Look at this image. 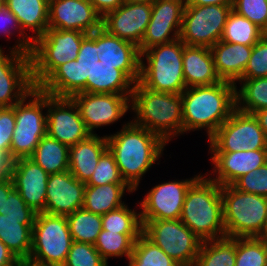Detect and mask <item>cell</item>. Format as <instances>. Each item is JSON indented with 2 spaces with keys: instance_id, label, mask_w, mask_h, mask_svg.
<instances>
[{
  "instance_id": "17",
  "label": "cell",
  "mask_w": 267,
  "mask_h": 266,
  "mask_svg": "<svg viewBox=\"0 0 267 266\" xmlns=\"http://www.w3.org/2000/svg\"><path fill=\"white\" fill-rule=\"evenodd\" d=\"M48 27L84 32L97 42L102 32V17L88 0H49Z\"/></svg>"
},
{
  "instance_id": "44",
  "label": "cell",
  "mask_w": 267,
  "mask_h": 266,
  "mask_svg": "<svg viewBox=\"0 0 267 266\" xmlns=\"http://www.w3.org/2000/svg\"><path fill=\"white\" fill-rule=\"evenodd\" d=\"M232 185L242 192L267 197V162L259 169L242 175Z\"/></svg>"
},
{
  "instance_id": "9",
  "label": "cell",
  "mask_w": 267,
  "mask_h": 266,
  "mask_svg": "<svg viewBox=\"0 0 267 266\" xmlns=\"http://www.w3.org/2000/svg\"><path fill=\"white\" fill-rule=\"evenodd\" d=\"M226 237H264L267 197L245 193L233 185L221 186Z\"/></svg>"
},
{
  "instance_id": "24",
  "label": "cell",
  "mask_w": 267,
  "mask_h": 266,
  "mask_svg": "<svg viewBox=\"0 0 267 266\" xmlns=\"http://www.w3.org/2000/svg\"><path fill=\"white\" fill-rule=\"evenodd\" d=\"M182 60L186 88L212 85L221 81L209 47L185 45Z\"/></svg>"
},
{
  "instance_id": "12",
  "label": "cell",
  "mask_w": 267,
  "mask_h": 266,
  "mask_svg": "<svg viewBox=\"0 0 267 266\" xmlns=\"http://www.w3.org/2000/svg\"><path fill=\"white\" fill-rule=\"evenodd\" d=\"M141 223L142 233L180 266H194L202 240L180 219Z\"/></svg>"
},
{
  "instance_id": "47",
  "label": "cell",
  "mask_w": 267,
  "mask_h": 266,
  "mask_svg": "<svg viewBox=\"0 0 267 266\" xmlns=\"http://www.w3.org/2000/svg\"><path fill=\"white\" fill-rule=\"evenodd\" d=\"M95 11L103 18L108 12L116 10L123 4L122 0H88Z\"/></svg>"
},
{
  "instance_id": "35",
  "label": "cell",
  "mask_w": 267,
  "mask_h": 266,
  "mask_svg": "<svg viewBox=\"0 0 267 266\" xmlns=\"http://www.w3.org/2000/svg\"><path fill=\"white\" fill-rule=\"evenodd\" d=\"M102 229L121 234H142L140 212L130 209L127 203L115 210L101 215Z\"/></svg>"
},
{
  "instance_id": "16",
  "label": "cell",
  "mask_w": 267,
  "mask_h": 266,
  "mask_svg": "<svg viewBox=\"0 0 267 266\" xmlns=\"http://www.w3.org/2000/svg\"><path fill=\"white\" fill-rule=\"evenodd\" d=\"M157 184L137 204L141 221L180 219L187 190L201 175Z\"/></svg>"
},
{
  "instance_id": "41",
  "label": "cell",
  "mask_w": 267,
  "mask_h": 266,
  "mask_svg": "<svg viewBox=\"0 0 267 266\" xmlns=\"http://www.w3.org/2000/svg\"><path fill=\"white\" fill-rule=\"evenodd\" d=\"M232 10L267 34V0H234Z\"/></svg>"
},
{
  "instance_id": "3",
  "label": "cell",
  "mask_w": 267,
  "mask_h": 266,
  "mask_svg": "<svg viewBox=\"0 0 267 266\" xmlns=\"http://www.w3.org/2000/svg\"><path fill=\"white\" fill-rule=\"evenodd\" d=\"M152 2L123 3L102 18L97 47L110 67H120L139 47L151 19Z\"/></svg>"
},
{
  "instance_id": "40",
  "label": "cell",
  "mask_w": 267,
  "mask_h": 266,
  "mask_svg": "<svg viewBox=\"0 0 267 266\" xmlns=\"http://www.w3.org/2000/svg\"><path fill=\"white\" fill-rule=\"evenodd\" d=\"M63 266H108L94 244L73 241Z\"/></svg>"
},
{
  "instance_id": "49",
  "label": "cell",
  "mask_w": 267,
  "mask_h": 266,
  "mask_svg": "<svg viewBox=\"0 0 267 266\" xmlns=\"http://www.w3.org/2000/svg\"><path fill=\"white\" fill-rule=\"evenodd\" d=\"M19 260L9 248L0 240V266H15Z\"/></svg>"
},
{
  "instance_id": "42",
  "label": "cell",
  "mask_w": 267,
  "mask_h": 266,
  "mask_svg": "<svg viewBox=\"0 0 267 266\" xmlns=\"http://www.w3.org/2000/svg\"><path fill=\"white\" fill-rule=\"evenodd\" d=\"M186 0H154L151 19L170 21L180 31Z\"/></svg>"
},
{
  "instance_id": "20",
  "label": "cell",
  "mask_w": 267,
  "mask_h": 266,
  "mask_svg": "<svg viewBox=\"0 0 267 266\" xmlns=\"http://www.w3.org/2000/svg\"><path fill=\"white\" fill-rule=\"evenodd\" d=\"M208 153L213 168L210 175L205 174L220 186L232 185L242 175L259 169L267 162V149Z\"/></svg>"
},
{
  "instance_id": "48",
  "label": "cell",
  "mask_w": 267,
  "mask_h": 266,
  "mask_svg": "<svg viewBox=\"0 0 267 266\" xmlns=\"http://www.w3.org/2000/svg\"><path fill=\"white\" fill-rule=\"evenodd\" d=\"M14 189V183L10 175L0 178V214L4 215L5 199Z\"/></svg>"
},
{
  "instance_id": "56",
  "label": "cell",
  "mask_w": 267,
  "mask_h": 266,
  "mask_svg": "<svg viewBox=\"0 0 267 266\" xmlns=\"http://www.w3.org/2000/svg\"><path fill=\"white\" fill-rule=\"evenodd\" d=\"M264 238L267 239V228H266V231H265V236H264Z\"/></svg>"
},
{
  "instance_id": "21",
  "label": "cell",
  "mask_w": 267,
  "mask_h": 266,
  "mask_svg": "<svg viewBox=\"0 0 267 266\" xmlns=\"http://www.w3.org/2000/svg\"><path fill=\"white\" fill-rule=\"evenodd\" d=\"M86 183L68 171L49 174L46 186L45 213L68 216L83 207Z\"/></svg>"
},
{
  "instance_id": "53",
  "label": "cell",
  "mask_w": 267,
  "mask_h": 266,
  "mask_svg": "<svg viewBox=\"0 0 267 266\" xmlns=\"http://www.w3.org/2000/svg\"><path fill=\"white\" fill-rule=\"evenodd\" d=\"M18 266H44V265H39L29 260H19Z\"/></svg>"
},
{
  "instance_id": "45",
  "label": "cell",
  "mask_w": 267,
  "mask_h": 266,
  "mask_svg": "<svg viewBox=\"0 0 267 266\" xmlns=\"http://www.w3.org/2000/svg\"><path fill=\"white\" fill-rule=\"evenodd\" d=\"M16 126L15 105L0 108V151L10 158L12 135Z\"/></svg>"
},
{
  "instance_id": "15",
  "label": "cell",
  "mask_w": 267,
  "mask_h": 266,
  "mask_svg": "<svg viewBox=\"0 0 267 266\" xmlns=\"http://www.w3.org/2000/svg\"><path fill=\"white\" fill-rule=\"evenodd\" d=\"M232 7L185 5L179 39L188 46L212 47L220 41Z\"/></svg>"
},
{
  "instance_id": "39",
  "label": "cell",
  "mask_w": 267,
  "mask_h": 266,
  "mask_svg": "<svg viewBox=\"0 0 267 266\" xmlns=\"http://www.w3.org/2000/svg\"><path fill=\"white\" fill-rule=\"evenodd\" d=\"M109 183H125L113 154L107 149L100 157L90 180L89 186H102Z\"/></svg>"
},
{
  "instance_id": "52",
  "label": "cell",
  "mask_w": 267,
  "mask_h": 266,
  "mask_svg": "<svg viewBox=\"0 0 267 266\" xmlns=\"http://www.w3.org/2000/svg\"><path fill=\"white\" fill-rule=\"evenodd\" d=\"M253 115L257 119L259 126L262 128L267 138V108L258 110L254 112Z\"/></svg>"
},
{
  "instance_id": "43",
  "label": "cell",
  "mask_w": 267,
  "mask_h": 266,
  "mask_svg": "<svg viewBox=\"0 0 267 266\" xmlns=\"http://www.w3.org/2000/svg\"><path fill=\"white\" fill-rule=\"evenodd\" d=\"M267 77V34L252 46L251 56L242 79Z\"/></svg>"
},
{
  "instance_id": "33",
  "label": "cell",
  "mask_w": 267,
  "mask_h": 266,
  "mask_svg": "<svg viewBox=\"0 0 267 266\" xmlns=\"http://www.w3.org/2000/svg\"><path fill=\"white\" fill-rule=\"evenodd\" d=\"M73 241L95 244L102 230V218L86 209L79 208L66 216Z\"/></svg>"
},
{
  "instance_id": "31",
  "label": "cell",
  "mask_w": 267,
  "mask_h": 266,
  "mask_svg": "<svg viewBox=\"0 0 267 266\" xmlns=\"http://www.w3.org/2000/svg\"><path fill=\"white\" fill-rule=\"evenodd\" d=\"M265 34L262 29L250 20L232 10L227 17L220 40L228 43L253 46Z\"/></svg>"
},
{
  "instance_id": "5",
  "label": "cell",
  "mask_w": 267,
  "mask_h": 266,
  "mask_svg": "<svg viewBox=\"0 0 267 266\" xmlns=\"http://www.w3.org/2000/svg\"><path fill=\"white\" fill-rule=\"evenodd\" d=\"M181 97L183 134L203 129L209 139L236 110V85L227 81L188 87Z\"/></svg>"
},
{
  "instance_id": "14",
  "label": "cell",
  "mask_w": 267,
  "mask_h": 266,
  "mask_svg": "<svg viewBox=\"0 0 267 266\" xmlns=\"http://www.w3.org/2000/svg\"><path fill=\"white\" fill-rule=\"evenodd\" d=\"M46 134L72 147L91 133L74 101L61 88H47Z\"/></svg>"
},
{
  "instance_id": "18",
  "label": "cell",
  "mask_w": 267,
  "mask_h": 266,
  "mask_svg": "<svg viewBox=\"0 0 267 266\" xmlns=\"http://www.w3.org/2000/svg\"><path fill=\"white\" fill-rule=\"evenodd\" d=\"M4 52L0 46V108L13 107L35 88L29 54Z\"/></svg>"
},
{
  "instance_id": "28",
  "label": "cell",
  "mask_w": 267,
  "mask_h": 266,
  "mask_svg": "<svg viewBox=\"0 0 267 266\" xmlns=\"http://www.w3.org/2000/svg\"><path fill=\"white\" fill-rule=\"evenodd\" d=\"M48 174L69 170V147L47 134L42 137L34 153L29 157Z\"/></svg>"
},
{
  "instance_id": "32",
  "label": "cell",
  "mask_w": 267,
  "mask_h": 266,
  "mask_svg": "<svg viewBox=\"0 0 267 266\" xmlns=\"http://www.w3.org/2000/svg\"><path fill=\"white\" fill-rule=\"evenodd\" d=\"M180 30L170 21L150 19L145 35L138 49L120 66L127 68L142 52L147 49L170 43L179 39Z\"/></svg>"
},
{
  "instance_id": "25",
  "label": "cell",
  "mask_w": 267,
  "mask_h": 266,
  "mask_svg": "<svg viewBox=\"0 0 267 266\" xmlns=\"http://www.w3.org/2000/svg\"><path fill=\"white\" fill-rule=\"evenodd\" d=\"M17 18L22 31L34 42L48 28L49 0H2Z\"/></svg>"
},
{
  "instance_id": "27",
  "label": "cell",
  "mask_w": 267,
  "mask_h": 266,
  "mask_svg": "<svg viewBox=\"0 0 267 266\" xmlns=\"http://www.w3.org/2000/svg\"><path fill=\"white\" fill-rule=\"evenodd\" d=\"M133 193L126 183H109L102 186H85L83 208L99 215H104L126 203L124 194Z\"/></svg>"
},
{
  "instance_id": "55",
  "label": "cell",
  "mask_w": 267,
  "mask_h": 266,
  "mask_svg": "<svg viewBox=\"0 0 267 266\" xmlns=\"http://www.w3.org/2000/svg\"><path fill=\"white\" fill-rule=\"evenodd\" d=\"M127 266H134V265L128 260V265Z\"/></svg>"
},
{
  "instance_id": "6",
  "label": "cell",
  "mask_w": 267,
  "mask_h": 266,
  "mask_svg": "<svg viewBox=\"0 0 267 266\" xmlns=\"http://www.w3.org/2000/svg\"><path fill=\"white\" fill-rule=\"evenodd\" d=\"M129 88L130 112H134L131 121L135 125L159 135L167 145L183 134L181 94L147 89L130 73Z\"/></svg>"
},
{
  "instance_id": "8",
  "label": "cell",
  "mask_w": 267,
  "mask_h": 266,
  "mask_svg": "<svg viewBox=\"0 0 267 266\" xmlns=\"http://www.w3.org/2000/svg\"><path fill=\"white\" fill-rule=\"evenodd\" d=\"M180 220L202 241L226 237L221 186L201 174L187 190Z\"/></svg>"
},
{
  "instance_id": "13",
  "label": "cell",
  "mask_w": 267,
  "mask_h": 266,
  "mask_svg": "<svg viewBox=\"0 0 267 266\" xmlns=\"http://www.w3.org/2000/svg\"><path fill=\"white\" fill-rule=\"evenodd\" d=\"M208 152L267 149V138L253 114L235 110L208 139Z\"/></svg>"
},
{
  "instance_id": "10",
  "label": "cell",
  "mask_w": 267,
  "mask_h": 266,
  "mask_svg": "<svg viewBox=\"0 0 267 266\" xmlns=\"http://www.w3.org/2000/svg\"><path fill=\"white\" fill-rule=\"evenodd\" d=\"M47 88L35 87L15 104L16 126L10 146V159L29 158L46 135Z\"/></svg>"
},
{
  "instance_id": "2",
  "label": "cell",
  "mask_w": 267,
  "mask_h": 266,
  "mask_svg": "<svg viewBox=\"0 0 267 266\" xmlns=\"http://www.w3.org/2000/svg\"><path fill=\"white\" fill-rule=\"evenodd\" d=\"M61 89L74 101L88 131L117 123L130 111L129 72L109 67L102 75L66 84Z\"/></svg>"
},
{
  "instance_id": "23",
  "label": "cell",
  "mask_w": 267,
  "mask_h": 266,
  "mask_svg": "<svg viewBox=\"0 0 267 266\" xmlns=\"http://www.w3.org/2000/svg\"><path fill=\"white\" fill-rule=\"evenodd\" d=\"M108 149L107 137L90 135L69 147V171L80 182L87 183L92 177L101 155Z\"/></svg>"
},
{
  "instance_id": "30",
  "label": "cell",
  "mask_w": 267,
  "mask_h": 266,
  "mask_svg": "<svg viewBox=\"0 0 267 266\" xmlns=\"http://www.w3.org/2000/svg\"><path fill=\"white\" fill-rule=\"evenodd\" d=\"M236 86V109L248 114L267 108V77L241 79Z\"/></svg>"
},
{
  "instance_id": "54",
  "label": "cell",
  "mask_w": 267,
  "mask_h": 266,
  "mask_svg": "<svg viewBox=\"0 0 267 266\" xmlns=\"http://www.w3.org/2000/svg\"><path fill=\"white\" fill-rule=\"evenodd\" d=\"M153 1L154 0H122L123 3H147Z\"/></svg>"
},
{
  "instance_id": "4",
  "label": "cell",
  "mask_w": 267,
  "mask_h": 266,
  "mask_svg": "<svg viewBox=\"0 0 267 266\" xmlns=\"http://www.w3.org/2000/svg\"><path fill=\"white\" fill-rule=\"evenodd\" d=\"M107 137V146L125 183L136 192L142 177L163 156L166 142L148 129L135 125L131 119Z\"/></svg>"
},
{
  "instance_id": "7",
  "label": "cell",
  "mask_w": 267,
  "mask_h": 266,
  "mask_svg": "<svg viewBox=\"0 0 267 266\" xmlns=\"http://www.w3.org/2000/svg\"><path fill=\"white\" fill-rule=\"evenodd\" d=\"M180 39L142 52L126 70L145 88L181 94L186 89L183 75V49ZM145 60V61H144Z\"/></svg>"
},
{
  "instance_id": "11",
  "label": "cell",
  "mask_w": 267,
  "mask_h": 266,
  "mask_svg": "<svg viewBox=\"0 0 267 266\" xmlns=\"http://www.w3.org/2000/svg\"><path fill=\"white\" fill-rule=\"evenodd\" d=\"M72 242L66 216L36 213L28 260L44 266H63Z\"/></svg>"
},
{
  "instance_id": "22",
  "label": "cell",
  "mask_w": 267,
  "mask_h": 266,
  "mask_svg": "<svg viewBox=\"0 0 267 266\" xmlns=\"http://www.w3.org/2000/svg\"><path fill=\"white\" fill-rule=\"evenodd\" d=\"M210 51L214 66L221 81H227L237 86L242 79L252 52V46L218 41Z\"/></svg>"
},
{
  "instance_id": "26",
  "label": "cell",
  "mask_w": 267,
  "mask_h": 266,
  "mask_svg": "<svg viewBox=\"0 0 267 266\" xmlns=\"http://www.w3.org/2000/svg\"><path fill=\"white\" fill-rule=\"evenodd\" d=\"M35 219H13L0 214V240L18 260H28Z\"/></svg>"
},
{
  "instance_id": "50",
  "label": "cell",
  "mask_w": 267,
  "mask_h": 266,
  "mask_svg": "<svg viewBox=\"0 0 267 266\" xmlns=\"http://www.w3.org/2000/svg\"><path fill=\"white\" fill-rule=\"evenodd\" d=\"M234 0H186V5H225L233 6Z\"/></svg>"
},
{
  "instance_id": "46",
  "label": "cell",
  "mask_w": 267,
  "mask_h": 266,
  "mask_svg": "<svg viewBox=\"0 0 267 266\" xmlns=\"http://www.w3.org/2000/svg\"><path fill=\"white\" fill-rule=\"evenodd\" d=\"M13 219H35L36 212L27 206L19 192L14 188L5 199L4 215Z\"/></svg>"
},
{
  "instance_id": "37",
  "label": "cell",
  "mask_w": 267,
  "mask_h": 266,
  "mask_svg": "<svg viewBox=\"0 0 267 266\" xmlns=\"http://www.w3.org/2000/svg\"><path fill=\"white\" fill-rule=\"evenodd\" d=\"M235 266H267V239L236 237Z\"/></svg>"
},
{
  "instance_id": "36",
  "label": "cell",
  "mask_w": 267,
  "mask_h": 266,
  "mask_svg": "<svg viewBox=\"0 0 267 266\" xmlns=\"http://www.w3.org/2000/svg\"><path fill=\"white\" fill-rule=\"evenodd\" d=\"M129 261L134 266H180L143 233L134 242Z\"/></svg>"
},
{
  "instance_id": "38",
  "label": "cell",
  "mask_w": 267,
  "mask_h": 266,
  "mask_svg": "<svg viewBox=\"0 0 267 266\" xmlns=\"http://www.w3.org/2000/svg\"><path fill=\"white\" fill-rule=\"evenodd\" d=\"M17 34L19 38L15 40V44L9 47V50L19 51L21 53L30 54L32 50L33 41L29 35H26L15 15L9 10V8L3 3H0V37L1 35L10 40L12 35Z\"/></svg>"
},
{
  "instance_id": "19",
  "label": "cell",
  "mask_w": 267,
  "mask_h": 266,
  "mask_svg": "<svg viewBox=\"0 0 267 266\" xmlns=\"http://www.w3.org/2000/svg\"><path fill=\"white\" fill-rule=\"evenodd\" d=\"M10 176L14 188L34 212H45L46 186L49 174L30 158L12 161Z\"/></svg>"
},
{
  "instance_id": "51",
  "label": "cell",
  "mask_w": 267,
  "mask_h": 266,
  "mask_svg": "<svg viewBox=\"0 0 267 266\" xmlns=\"http://www.w3.org/2000/svg\"><path fill=\"white\" fill-rule=\"evenodd\" d=\"M12 165V160L9 156L0 151V178L10 175V169Z\"/></svg>"
},
{
  "instance_id": "1",
  "label": "cell",
  "mask_w": 267,
  "mask_h": 266,
  "mask_svg": "<svg viewBox=\"0 0 267 266\" xmlns=\"http://www.w3.org/2000/svg\"><path fill=\"white\" fill-rule=\"evenodd\" d=\"M29 56L34 87L61 88L97 78L110 67L101 58L97 42L76 30L48 27L33 42Z\"/></svg>"
},
{
  "instance_id": "29",
  "label": "cell",
  "mask_w": 267,
  "mask_h": 266,
  "mask_svg": "<svg viewBox=\"0 0 267 266\" xmlns=\"http://www.w3.org/2000/svg\"><path fill=\"white\" fill-rule=\"evenodd\" d=\"M236 238L202 241L194 266H235Z\"/></svg>"
},
{
  "instance_id": "34",
  "label": "cell",
  "mask_w": 267,
  "mask_h": 266,
  "mask_svg": "<svg viewBox=\"0 0 267 266\" xmlns=\"http://www.w3.org/2000/svg\"><path fill=\"white\" fill-rule=\"evenodd\" d=\"M141 234H121L102 229L94 244L96 250L108 263V258L126 257L127 261L132 254L134 242Z\"/></svg>"
}]
</instances>
